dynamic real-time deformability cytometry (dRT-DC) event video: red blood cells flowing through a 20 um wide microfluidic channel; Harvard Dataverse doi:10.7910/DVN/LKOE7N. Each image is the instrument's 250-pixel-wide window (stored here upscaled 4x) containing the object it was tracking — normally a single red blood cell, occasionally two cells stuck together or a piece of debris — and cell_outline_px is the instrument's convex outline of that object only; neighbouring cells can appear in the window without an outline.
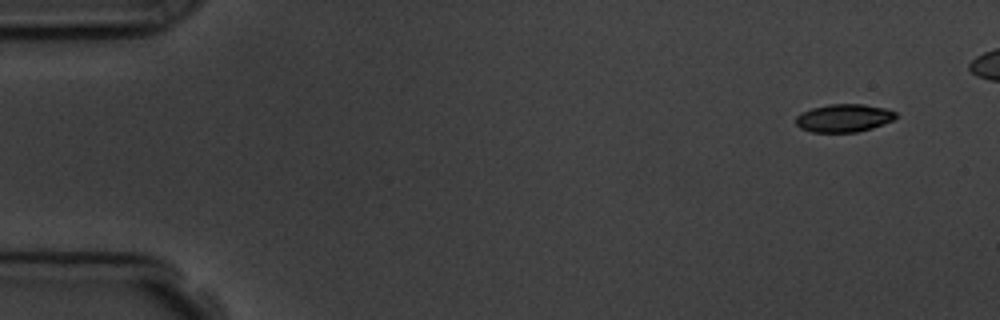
{"species": "common noctule bat (a hibernating species)", "species_latin": "Nyctalus noctula", "temperature_condition": "room temperature", "stored_images_in_passage": 4, "camera_frame_rate_fps": 3000, "um_per_image_px": 0.085, "animal": {"sex": "male", "body_mass_g": 19.5, "forearm_length_mm": 54.6}, "frame": {"image": 1, "passage_image": 1, "time_ms": 0.0, "image_size_px": [1000, 320], "cell_outline_px": [[896, 116], [892, 120], [872, 128], [856, 132], [812, 132], [800, 128], [796, 124], [796, 116], [812, 108], [832, 104], [864, 104], [884, 108], [896, 112]], "centroid_in_image_um": [71.72, 10.03], "position_along_channel_um": 13.3, "area_um2": 16.07}}